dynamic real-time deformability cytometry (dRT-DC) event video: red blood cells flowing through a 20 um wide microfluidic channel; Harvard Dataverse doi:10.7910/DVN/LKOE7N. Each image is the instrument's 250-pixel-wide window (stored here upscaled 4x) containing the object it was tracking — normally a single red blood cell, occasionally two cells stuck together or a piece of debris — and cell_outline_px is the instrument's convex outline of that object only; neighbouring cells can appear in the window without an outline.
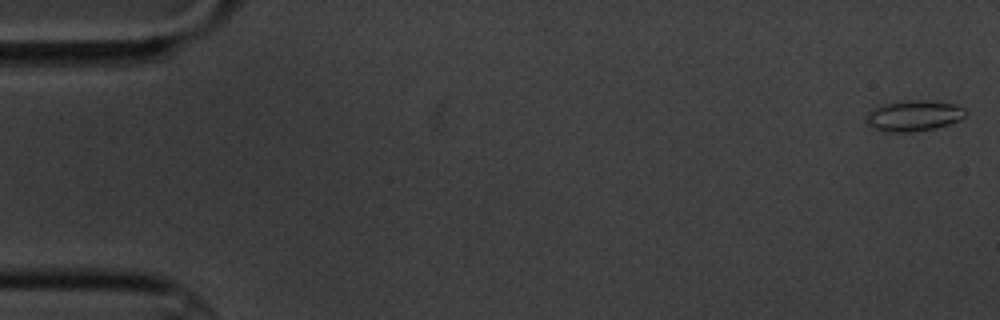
{"species": "common noctule bat (a hibernating species)", "species_latin": "Nyctalus noctula", "temperature_condition": "cold", "stored_images_in_passage": 6, "camera_frame_rate_fps": 3000, "um_per_image_px": 0.085, "animal": {"sex": "male", "body_mass_g": 20.1, "forearm_length_mm": 53.5}, "frame": {"image": 1, "passage_image": 1, "time_ms": 0.0, "image_size_px": [1000, 320], "cell_outline_px": [[968, 112], [960, 120], [948, 124], [932, 128], [912, 132], [884, 132], [872, 128], [864, 120], [868, 112], [872, 108], [880, 104], [908, 100], [924, 100], [952, 104], [964, 108]], "centroid_in_image_um": [77.6, 9.84], "position_along_channel_um": 7.4, "area_um2": 17.92}}
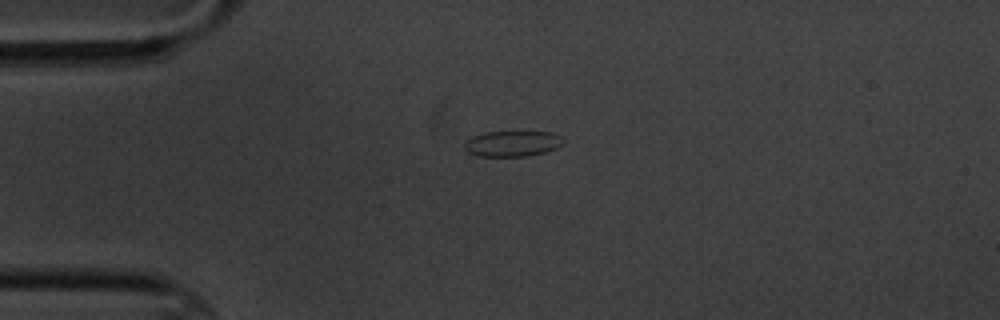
{"frame": {"image": 2, "passage_image": 4, "time_ms": 4.333, "image_size_px": [1000, 320], "cell_outline_px": [[564, 140], [556, 148], [544, 152], [528, 156], [476, 156], [468, 152], [464, 148], [464, 144], [472, 136], [484, 132], [552, 132], [560, 136]], "centroid_in_image_um": [43.52, 12.21], "position_along_channel_um": 41.5, "area_um2": 14.68}}
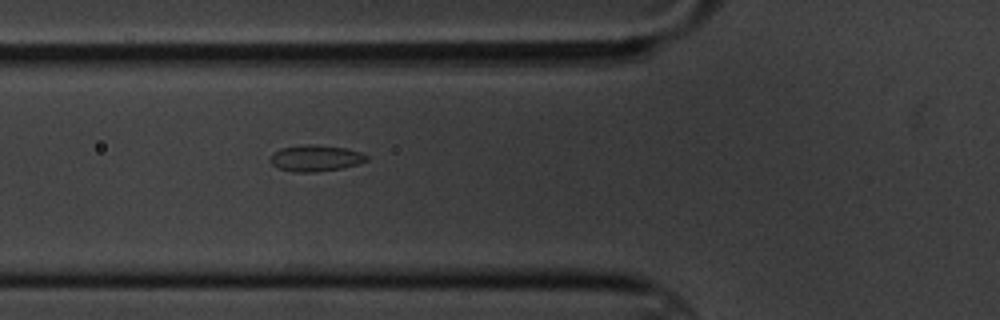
{"frame": {"image": 3, "passage_image": 6, "time_ms": 6.667, "image_size_px": [1000, 320], "cell_outline_px": [[368, 160], [356, 164], [340, 168], [312, 172], [296, 172], [276, 168], [268, 160], [272, 152], [280, 148], [304, 144], [312, 144], [348, 148], [360, 152], [368, 156]], "centroid_in_image_um": [26.76, 13.43], "position_along_channel_um": 99.0, "area_um2": 14.85}}